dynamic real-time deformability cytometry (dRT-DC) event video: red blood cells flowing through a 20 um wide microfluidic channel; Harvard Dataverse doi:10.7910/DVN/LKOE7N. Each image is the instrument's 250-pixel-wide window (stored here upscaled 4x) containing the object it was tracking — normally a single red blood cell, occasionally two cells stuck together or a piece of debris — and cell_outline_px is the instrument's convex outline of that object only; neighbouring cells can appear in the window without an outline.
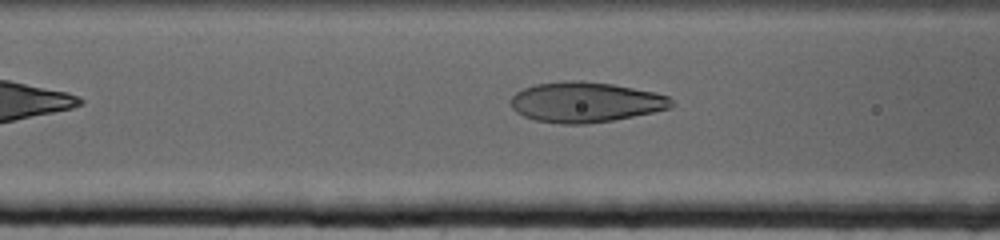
{"species": "human", "species_latin": "Homo sapiens", "temperature_condition": "cold", "stored_images_in_passage": 10, "camera_frame_rate_fps": 3000, "um_per_image_px": 0.085, "donor": {"sex": "female"}, "frame": {"image": 1, "passage_image": 7, "time_ms": 2.0, "image_size_px": [1000, 240], "cell_outline_px": [[676, 104], [672, 108], [612, 120], [584, 124], [564, 124], [536, 120], [524, 116], [516, 112], [508, 104], [508, 100], [516, 92], [524, 88], [536, 84], [564, 80], [580, 80], [612, 84], [656, 92], [668, 96]], "centroid_in_image_um": [49.75, 8.67], "position_along_channel_um": 116.8, "area_um2": 37.92}}